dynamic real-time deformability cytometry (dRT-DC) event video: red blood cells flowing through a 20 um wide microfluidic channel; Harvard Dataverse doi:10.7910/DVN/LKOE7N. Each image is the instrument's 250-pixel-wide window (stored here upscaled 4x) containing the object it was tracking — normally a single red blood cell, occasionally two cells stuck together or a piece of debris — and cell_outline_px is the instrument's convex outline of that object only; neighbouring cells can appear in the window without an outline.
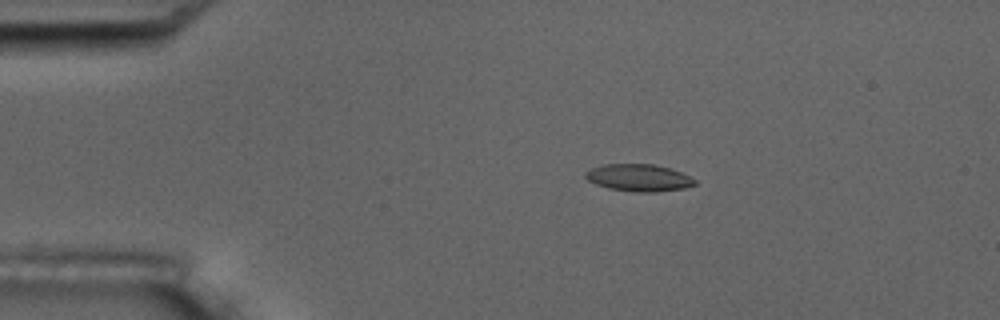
{"species": "common noctule bat (a hibernating species)", "species_latin": "Nyctalus noctula", "temperature_condition": "room temperature", "stored_images_in_passage": 9, "camera_frame_rate_fps": 3000, "um_per_image_px": 0.085, "animal": {"sex": "male", "body_mass_g": 17.5, "forearm_length_mm": 52.3}, "frame": {"image": 1, "passage_image": 4, "time_ms": 3.333, "image_size_px": [1000, 320], "cell_outline_px": [[696, 184], [684, 188], [656, 192], [636, 192], [608, 188], [596, 184], [588, 180], [584, 176], [584, 172], [592, 168], [604, 164], [656, 164], [680, 172], [696, 180]], "centroid_in_image_um": [54.27, 15.11], "position_along_channel_um": 30.7, "area_um2": 17.22}}
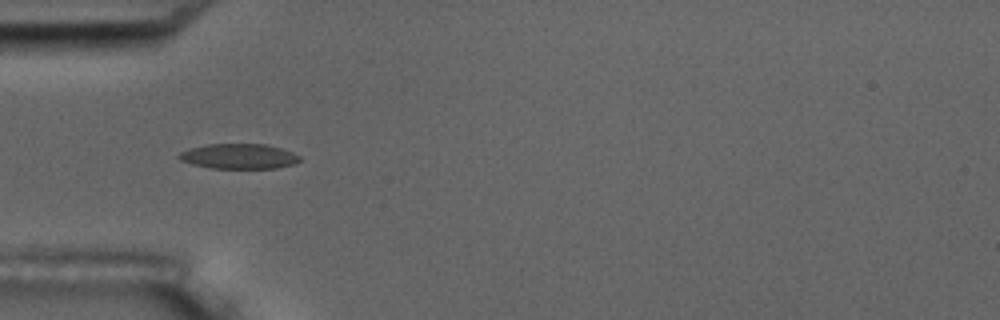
{"frame": {"image": 2, "passage_image": 6, "time_ms": 5.667, "image_size_px": [1000, 320], "cell_outline_px": [[300, 160], [292, 164], [276, 168], [212, 168], [192, 164], [180, 160], [176, 156], [180, 152], [192, 148], [208, 144], [264, 144], [280, 148], [292, 152], [300, 156]], "centroid_in_image_um": [20.29, 13.28], "position_along_channel_um": 64.7, "area_um2": 17.46}}
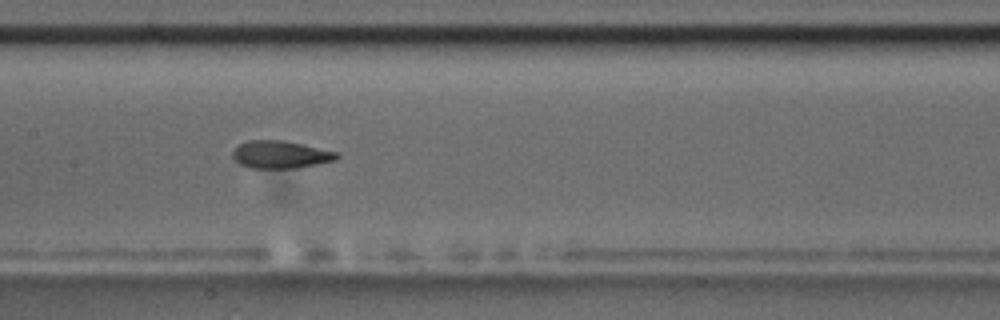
{"frame": {"image": 3, "passage_image": 9, "time_ms": 9.0, "image_size_px": [1000, 320], "cell_outline_px": [[340, 156], [336, 160], [316, 164], [292, 168], [252, 168], [240, 164], [232, 156], [232, 152], [240, 144], [248, 140], [284, 140], [336, 152]], "centroid_in_image_um": [23.83, 13.13], "position_along_channel_um": 183.6, "area_um2": 16.47}}